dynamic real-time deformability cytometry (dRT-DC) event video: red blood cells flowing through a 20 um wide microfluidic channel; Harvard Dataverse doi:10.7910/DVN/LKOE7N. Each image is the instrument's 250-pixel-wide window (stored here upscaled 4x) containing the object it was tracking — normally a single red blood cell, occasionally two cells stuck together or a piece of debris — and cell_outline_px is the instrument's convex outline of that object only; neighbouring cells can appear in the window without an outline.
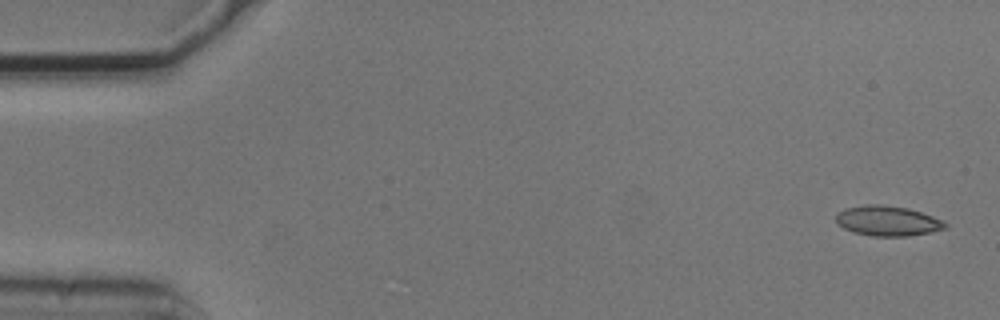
{"species": "common noctule bat (a hibernating species)", "species_latin": "Nyctalus noctula", "temperature_condition": "cold", "stored_images_in_passage": 5, "camera_frame_rate_fps": 3000, "um_per_image_px": 0.085, "animal": {"sex": "male", "body_mass_g": 20.5, "forearm_length_mm": 52.5}, "frame": {"image": 1, "passage_image": 1, "time_ms": 0.0, "image_size_px": [1000, 320], "cell_outline_px": [[948, 228], [908, 236], [872, 236], [852, 232], [836, 224], [836, 212], [844, 208], [864, 204], [880, 204], [908, 208], [944, 220], [948, 224]], "centroid_in_image_um": [75.41, 18.77], "position_along_channel_um": 9.6, "area_um2": 19.36}}
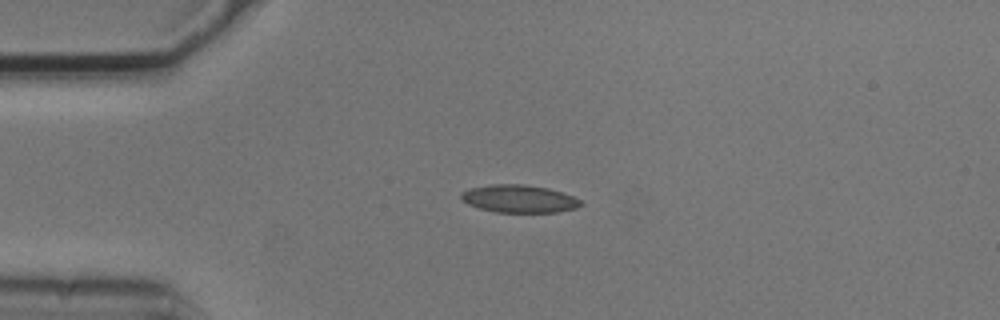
{"frame": {"image": 2, "passage_image": 4, "time_ms": 1.0, "image_size_px": [1000, 320], "cell_outline_px": [[584, 204], [576, 208], [556, 212], [496, 212], [480, 208], [468, 204], [460, 200], [460, 192], [472, 188], [488, 184], [524, 184], [548, 188], [572, 196], [580, 200]], "centroid_in_image_um": [44.09, 16.89], "position_along_channel_um": 40.9, "area_um2": 19.31}}